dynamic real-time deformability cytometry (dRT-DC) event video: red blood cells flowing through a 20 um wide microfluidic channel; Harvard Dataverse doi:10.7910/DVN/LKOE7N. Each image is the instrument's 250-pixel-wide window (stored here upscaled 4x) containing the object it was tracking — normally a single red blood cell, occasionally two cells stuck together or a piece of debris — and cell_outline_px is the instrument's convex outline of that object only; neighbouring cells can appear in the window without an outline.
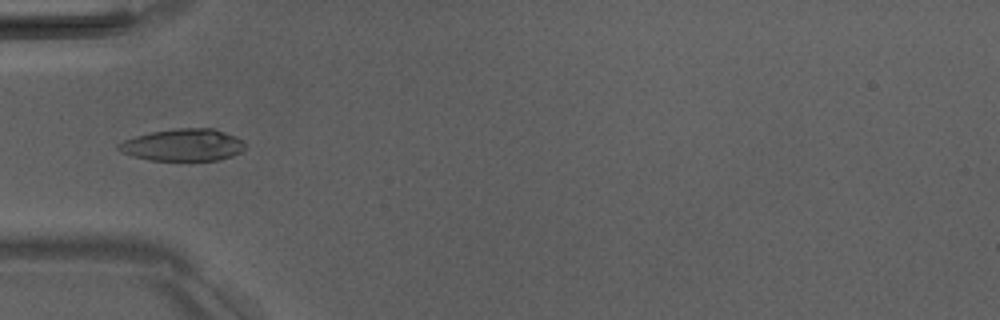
{"species": "Egyptian fruit bat (a non-hibernating species)", "species_latin": "Rousettus aegyptiacus", "temperature_condition": "room temperature", "stored_images_in_passage": 6, "camera_frame_rate_fps": 3000, "um_per_image_px": 0.085, "animal": {"sex": "male"}, "frame": {"image": 1, "passage_image": 5, "time_ms": 4.667, "image_size_px": [1000, 320], "cell_outline_px": [[248, 148], [232, 156], [220, 160], [148, 160], [132, 156], [116, 148], [116, 144], [124, 140], [136, 136], [152, 132], [176, 128], [212, 128], [236, 136], [244, 140], [248, 144]], "centroid_in_image_um": [15.62, 12.32], "position_along_channel_um": 69.4, "area_um2": 23.87}}